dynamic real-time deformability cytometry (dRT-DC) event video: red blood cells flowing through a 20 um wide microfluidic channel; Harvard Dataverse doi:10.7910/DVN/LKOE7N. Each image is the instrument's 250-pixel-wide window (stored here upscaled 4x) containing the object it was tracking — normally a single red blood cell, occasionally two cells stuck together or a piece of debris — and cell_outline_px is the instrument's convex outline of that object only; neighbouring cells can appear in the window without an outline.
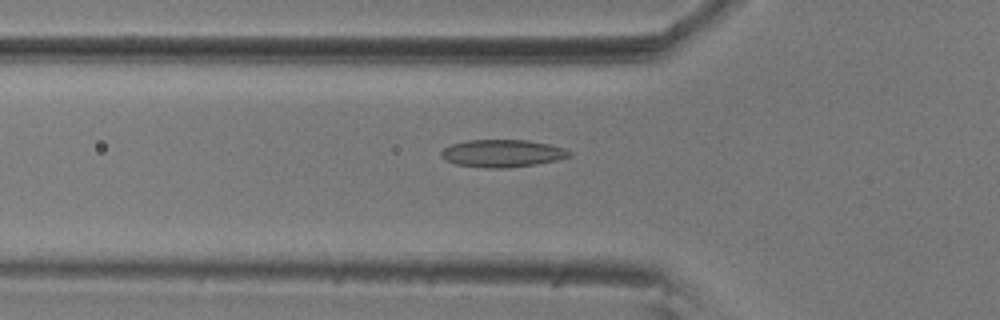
{"species": "common noctule bat (a hibernating species)", "species_latin": "Nyctalus noctula", "temperature_condition": "room temperature", "stored_images_in_passage": 48, "camera_frame_rate_fps": 3000, "um_per_image_px": 0.085, "animal": {"sex": "male", "body_mass_g": 20.5, "forearm_length_mm": 52.5}, "frame": {"image": 1, "passage_image": 11, "time_ms": 3.333, "image_size_px": [1000, 320], "cell_outline_px": [[572, 156], [556, 160], [536, 164], [504, 168], [484, 168], [456, 164], [444, 160], [440, 156], [440, 152], [444, 148], [452, 144], [468, 140], [528, 140], [548, 144], [564, 148], [572, 152]], "centroid_in_image_um": [42.68, 13.03], "position_along_channel_um": 83.1, "area_um2": 20.58}}
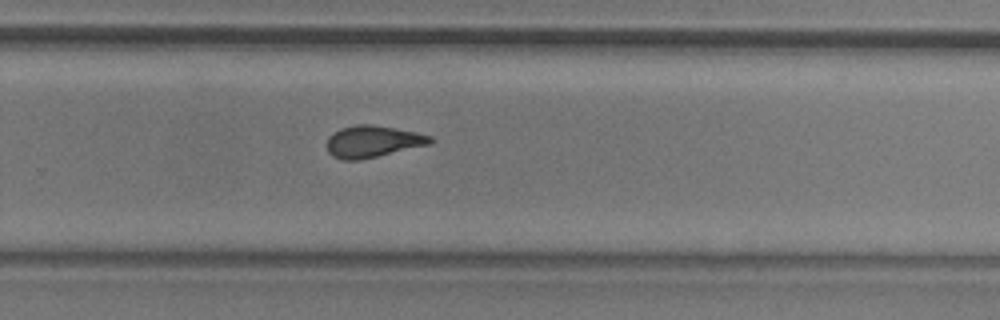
{"frame": {"image": 2, "passage_image": 29, "time_ms": 9.333, "image_size_px": [1000, 320], "cell_outline_px": [[432, 144], [360, 160], [340, 160], [332, 156], [328, 152], [328, 136], [332, 132], [340, 128], [356, 124], [368, 124], [416, 132], [432, 136]], "centroid_in_image_um": [31.66, 12.03], "position_along_channel_um": 298.1, "area_um2": 19.19}}
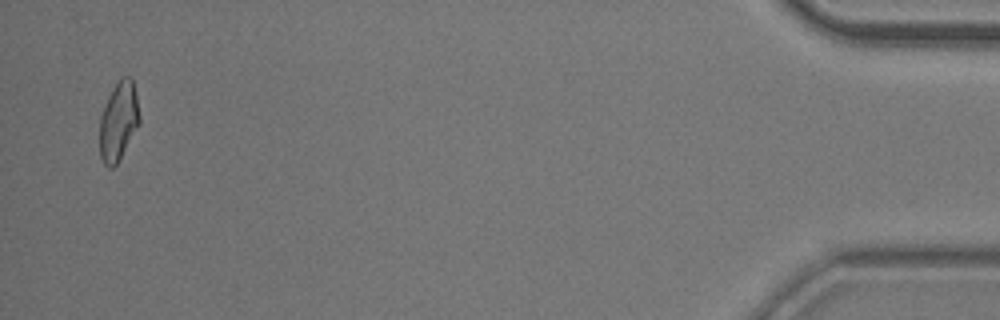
{"frame": {"image": 3, "passage_image": 47, "time_ms": 15.333, "image_size_px": [1000, 320], "cell_outline_px": [[140, 124], [116, 164], [112, 168], [108, 168], [104, 164], [100, 156], [100, 116], [104, 104], [112, 88], [120, 76], [132, 76], [140, 116]], "centroid_in_image_um": [10.07, 10.26], "position_along_channel_um": 425.1, "area_um2": 18.44}, "authors_computed_cell_mechanics": {"area_um2": 19.0451, "velocity_mm_per_s": 3.5762, "shape_relaxation_time_tau1_ms": 6.9683, "shape_relaxation_time_tau2_ms": 2.4169, "deformation_change_tau1": 0.1771, "deformation_change_tau2": 0.1034}}